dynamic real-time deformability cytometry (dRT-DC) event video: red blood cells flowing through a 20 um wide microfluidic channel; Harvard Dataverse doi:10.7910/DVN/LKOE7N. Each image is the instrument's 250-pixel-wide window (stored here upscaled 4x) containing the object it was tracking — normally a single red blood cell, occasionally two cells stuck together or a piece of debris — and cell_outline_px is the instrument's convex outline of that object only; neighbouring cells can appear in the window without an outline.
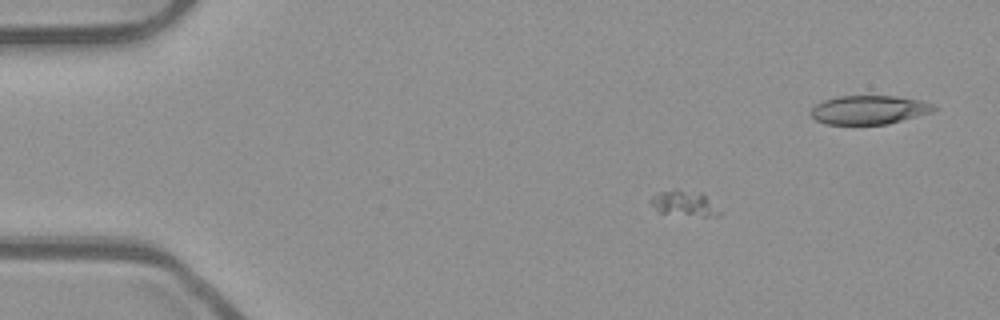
{"species": "common noctule bat (a hibernating species)", "species_latin": "Nyctalus noctula", "temperature_condition": "room temperature", "stored_images_in_passage": 56, "segment_of_instrument_passage": [1, 2], "camera_frame_rate_fps": 3000, "um_per_image_px": 0.085, "animal": {"sex": "male", "body_mass_g": 23.1, "forearm_length_mm": 52.7}, "frame": {"image": 1, "passage_image": 10, "time_ms": 3.0, "image_size_px": [1000, 320], "cell_outline_px": [[724, 212], [720, 216], [704, 216], [660, 212], [652, 204], [652, 196], [660, 192], [676, 188], [700, 192]], "centroid_in_image_um": [58.24, 17.27], "position_along_channel_um": 26.8, "area_um2": 10.06}}
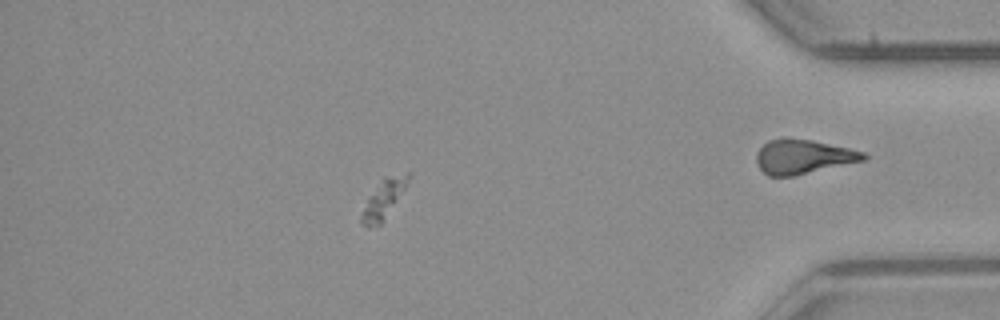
{"frame": {"image": 2, "passage_image": 48, "time_ms": 15.667, "image_size_px": [1000, 320], "cell_outline_px": [[412, 176], [384, 220], [380, 224], [364, 224], [360, 220], [368, 196], [384, 176], [408, 172], [412, 172]], "centroid_in_image_um": [32.66, 16.81], "position_along_channel_um": 402.5, "area_um2": 10.12}}